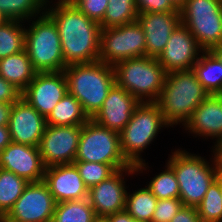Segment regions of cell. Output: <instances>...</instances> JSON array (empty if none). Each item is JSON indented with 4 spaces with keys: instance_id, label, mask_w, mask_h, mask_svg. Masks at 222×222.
<instances>
[{
    "instance_id": "12",
    "label": "cell",
    "mask_w": 222,
    "mask_h": 222,
    "mask_svg": "<svg viewBox=\"0 0 222 222\" xmlns=\"http://www.w3.org/2000/svg\"><path fill=\"white\" fill-rule=\"evenodd\" d=\"M81 126H46L39 152L46 167L72 164L75 161Z\"/></svg>"
},
{
    "instance_id": "24",
    "label": "cell",
    "mask_w": 222,
    "mask_h": 222,
    "mask_svg": "<svg viewBox=\"0 0 222 222\" xmlns=\"http://www.w3.org/2000/svg\"><path fill=\"white\" fill-rule=\"evenodd\" d=\"M90 118L75 96L67 93L46 117L51 126H83Z\"/></svg>"
},
{
    "instance_id": "5",
    "label": "cell",
    "mask_w": 222,
    "mask_h": 222,
    "mask_svg": "<svg viewBox=\"0 0 222 222\" xmlns=\"http://www.w3.org/2000/svg\"><path fill=\"white\" fill-rule=\"evenodd\" d=\"M209 95L191 70L167 73L157 100L165 121L173 128L188 121L197 106Z\"/></svg>"
},
{
    "instance_id": "27",
    "label": "cell",
    "mask_w": 222,
    "mask_h": 222,
    "mask_svg": "<svg viewBox=\"0 0 222 222\" xmlns=\"http://www.w3.org/2000/svg\"><path fill=\"white\" fill-rule=\"evenodd\" d=\"M158 199L149 188L127 192L125 210L138 222H151Z\"/></svg>"
},
{
    "instance_id": "11",
    "label": "cell",
    "mask_w": 222,
    "mask_h": 222,
    "mask_svg": "<svg viewBox=\"0 0 222 222\" xmlns=\"http://www.w3.org/2000/svg\"><path fill=\"white\" fill-rule=\"evenodd\" d=\"M56 202L45 182H29L5 217L14 222H52Z\"/></svg>"
},
{
    "instance_id": "23",
    "label": "cell",
    "mask_w": 222,
    "mask_h": 222,
    "mask_svg": "<svg viewBox=\"0 0 222 222\" xmlns=\"http://www.w3.org/2000/svg\"><path fill=\"white\" fill-rule=\"evenodd\" d=\"M34 69L26 50L0 59V77L23 91L33 80Z\"/></svg>"
},
{
    "instance_id": "19",
    "label": "cell",
    "mask_w": 222,
    "mask_h": 222,
    "mask_svg": "<svg viewBox=\"0 0 222 222\" xmlns=\"http://www.w3.org/2000/svg\"><path fill=\"white\" fill-rule=\"evenodd\" d=\"M146 40V56L157 58L177 26L180 11L140 13L137 18Z\"/></svg>"
},
{
    "instance_id": "38",
    "label": "cell",
    "mask_w": 222,
    "mask_h": 222,
    "mask_svg": "<svg viewBox=\"0 0 222 222\" xmlns=\"http://www.w3.org/2000/svg\"><path fill=\"white\" fill-rule=\"evenodd\" d=\"M170 222H202L196 207L182 206Z\"/></svg>"
},
{
    "instance_id": "3",
    "label": "cell",
    "mask_w": 222,
    "mask_h": 222,
    "mask_svg": "<svg viewBox=\"0 0 222 222\" xmlns=\"http://www.w3.org/2000/svg\"><path fill=\"white\" fill-rule=\"evenodd\" d=\"M166 127L171 126L165 121L159 105L156 102H141L120 132L122 153L135 166L137 175L149 168L141 153L155 141L160 129Z\"/></svg>"
},
{
    "instance_id": "26",
    "label": "cell",
    "mask_w": 222,
    "mask_h": 222,
    "mask_svg": "<svg viewBox=\"0 0 222 222\" xmlns=\"http://www.w3.org/2000/svg\"><path fill=\"white\" fill-rule=\"evenodd\" d=\"M47 0H0V12L7 20L27 22L46 12Z\"/></svg>"
},
{
    "instance_id": "25",
    "label": "cell",
    "mask_w": 222,
    "mask_h": 222,
    "mask_svg": "<svg viewBox=\"0 0 222 222\" xmlns=\"http://www.w3.org/2000/svg\"><path fill=\"white\" fill-rule=\"evenodd\" d=\"M89 199L56 203L52 222H97Z\"/></svg>"
},
{
    "instance_id": "42",
    "label": "cell",
    "mask_w": 222,
    "mask_h": 222,
    "mask_svg": "<svg viewBox=\"0 0 222 222\" xmlns=\"http://www.w3.org/2000/svg\"><path fill=\"white\" fill-rule=\"evenodd\" d=\"M170 1L178 10H180L186 3V0H170Z\"/></svg>"
},
{
    "instance_id": "41",
    "label": "cell",
    "mask_w": 222,
    "mask_h": 222,
    "mask_svg": "<svg viewBox=\"0 0 222 222\" xmlns=\"http://www.w3.org/2000/svg\"><path fill=\"white\" fill-rule=\"evenodd\" d=\"M11 142L8 126H0V152Z\"/></svg>"
},
{
    "instance_id": "4",
    "label": "cell",
    "mask_w": 222,
    "mask_h": 222,
    "mask_svg": "<svg viewBox=\"0 0 222 222\" xmlns=\"http://www.w3.org/2000/svg\"><path fill=\"white\" fill-rule=\"evenodd\" d=\"M63 72L67 79L68 93L77 98L92 119L115 84L113 66L97 60L66 66Z\"/></svg>"
},
{
    "instance_id": "33",
    "label": "cell",
    "mask_w": 222,
    "mask_h": 222,
    "mask_svg": "<svg viewBox=\"0 0 222 222\" xmlns=\"http://www.w3.org/2000/svg\"><path fill=\"white\" fill-rule=\"evenodd\" d=\"M73 164L76 166L79 175L88 189L108 179L116 172L109 164L85 161H74Z\"/></svg>"
},
{
    "instance_id": "31",
    "label": "cell",
    "mask_w": 222,
    "mask_h": 222,
    "mask_svg": "<svg viewBox=\"0 0 222 222\" xmlns=\"http://www.w3.org/2000/svg\"><path fill=\"white\" fill-rule=\"evenodd\" d=\"M101 28H112L137 21L138 11L134 0H108Z\"/></svg>"
},
{
    "instance_id": "35",
    "label": "cell",
    "mask_w": 222,
    "mask_h": 222,
    "mask_svg": "<svg viewBox=\"0 0 222 222\" xmlns=\"http://www.w3.org/2000/svg\"><path fill=\"white\" fill-rule=\"evenodd\" d=\"M89 19L98 23L103 20L108 0H70Z\"/></svg>"
},
{
    "instance_id": "36",
    "label": "cell",
    "mask_w": 222,
    "mask_h": 222,
    "mask_svg": "<svg viewBox=\"0 0 222 222\" xmlns=\"http://www.w3.org/2000/svg\"><path fill=\"white\" fill-rule=\"evenodd\" d=\"M138 14L149 12L180 11L170 0H134Z\"/></svg>"
},
{
    "instance_id": "1",
    "label": "cell",
    "mask_w": 222,
    "mask_h": 222,
    "mask_svg": "<svg viewBox=\"0 0 222 222\" xmlns=\"http://www.w3.org/2000/svg\"><path fill=\"white\" fill-rule=\"evenodd\" d=\"M51 3L47 2L46 13L58 28L66 66L99 60L100 24L89 19L70 0Z\"/></svg>"
},
{
    "instance_id": "15",
    "label": "cell",
    "mask_w": 222,
    "mask_h": 222,
    "mask_svg": "<svg viewBox=\"0 0 222 222\" xmlns=\"http://www.w3.org/2000/svg\"><path fill=\"white\" fill-rule=\"evenodd\" d=\"M203 51L187 27L180 23L157 60L167 73L191 70Z\"/></svg>"
},
{
    "instance_id": "9",
    "label": "cell",
    "mask_w": 222,
    "mask_h": 222,
    "mask_svg": "<svg viewBox=\"0 0 222 222\" xmlns=\"http://www.w3.org/2000/svg\"><path fill=\"white\" fill-rule=\"evenodd\" d=\"M181 23L204 51L222 49V0H186Z\"/></svg>"
},
{
    "instance_id": "40",
    "label": "cell",
    "mask_w": 222,
    "mask_h": 222,
    "mask_svg": "<svg viewBox=\"0 0 222 222\" xmlns=\"http://www.w3.org/2000/svg\"><path fill=\"white\" fill-rule=\"evenodd\" d=\"M13 103L0 102V126H8Z\"/></svg>"
},
{
    "instance_id": "28",
    "label": "cell",
    "mask_w": 222,
    "mask_h": 222,
    "mask_svg": "<svg viewBox=\"0 0 222 222\" xmlns=\"http://www.w3.org/2000/svg\"><path fill=\"white\" fill-rule=\"evenodd\" d=\"M29 182L15 173L0 168V216H5Z\"/></svg>"
},
{
    "instance_id": "7",
    "label": "cell",
    "mask_w": 222,
    "mask_h": 222,
    "mask_svg": "<svg viewBox=\"0 0 222 222\" xmlns=\"http://www.w3.org/2000/svg\"><path fill=\"white\" fill-rule=\"evenodd\" d=\"M27 22L31 24L25 27L24 49L34 69L37 72L63 71L66 64L58 28L53 19L45 12Z\"/></svg>"
},
{
    "instance_id": "13",
    "label": "cell",
    "mask_w": 222,
    "mask_h": 222,
    "mask_svg": "<svg viewBox=\"0 0 222 222\" xmlns=\"http://www.w3.org/2000/svg\"><path fill=\"white\" fill-rule=\"evenodd\" d=\"M125 175H128L127 177L137 175L135 167L117 170L108 179L88 190L89 202L98 219L125 210L128 192Z\"/></svg>"
},
{
    "instance_id": "37",
    "label": "cell",
    "mask_w": 222,
    "mask_h": 222,
    "mask_svg": "<svg viewBox=\"0 0 222 222\" xmlns=\"http://www.w3.org/2000/svg\"><path fill=\"white\" fill-rule=\"evenodd\" d=\"M22 97V91L14 84L0 77V102L15 103Z\"/></svg>"
},
{
    "instance_id": "46",
    "label": "cell",
    "mask_w": 222,
    "mask_h": 222,
    "mask_svg": "<svg viewBox=\"0 0 222 222\" xmlns=\"http://www.w3.org/2000/svg\"><path fill=\"white\" fill-rule=\"evenodd\" d=\"M217 95L221 98V101H222V93H219Z\"/></svg>"
},
{
    "instance_id": "34",
    "label": "cell",
    "mask_w": 222,
    "mask_h": 222,
    "mask_svg": "<svg viewBox=\"0 0 222 222\" xmlns=\"http://www.w3.org/2000/svg\"><path fill=\"white\" fill-rule=\"evenodd\" d=\"M182 206L180 198L158 200L151 222H170Z\"/></svg>"
},
{
    "instance_id": "17",
    "label": "cell",
    "mask_w": 222,
    "mask_h": 222,
    "mask_svg": "<svg viewBox=\"0 0 222 222\" xmlns=\"http://www.w3.org/2000/svg\"><path fill=\"white\" fill-rule=\"evenodd\" d=\"M46 126V117L22 97L13 103L8 124L12 142L38 147Z\"/></svg>"
},
{
    "instance_id": "10",
    "label": "cell",
    "mask_w": 222,
    "mask_h": 222,
    "mask_svg": "<svg viewBox=\"0 0 222 222\" xmlns=\"http://www.w3.org/2000/svg\"><path fill=\"white\" fill-rule=\"evenodd\" d=\"M142 56H146V40L138 21L101 28L99 61L114 66L118 62Z\"/></svg>"
},
{
    "instance_id": "21",
    "label": "cell",
    "mask_w": 222,
    "mask_h": 222,
    "mask_svg": "<svg viewBox=\"0 0 222 222\" xmlns=\"http://www.w3.org/2000/svg\"><path fill=\"white\" fill-rule=\"evenodd\" d=\"M43 181L56 203L88 198V188L72 164L46 167Z\"/></svg>"
},
{
    "instance_id": "45",
    "label": "cell",
    "mask_w": 222,
    "mask_h": 222,
    "mask_svg": "<svg viewBox=\"0 0 222 222\" xmlns=\"http://www.w3.org/2000/svg\"><path fill=\"white\" fill-rule=\"evenodd\" d=\"M97 222H107L105 219H98Z\"/></svg>"
},
{
    "instance_id": "16",
    "label": "cell",
    "mask_w": 222,
    "mask_h": 222,
    "mask_svg": "<svg viewBox=\"0 0 222 222\" xmlns=\"http://www.w3.org/2000/svg\"><path fill=\"white\" fill-rule=\"evenodd\" d=\"M184 130L193 137L214 140L213 149H222V101L217 94H209L193 111L184 124ZM209 137V138H208Z\"/></svg>"
},
{
    "instance_id": "22",
    "label": "cell",
    "mask_w": 222,
    "mask_h": 222,
    "mask_svg": "<svg viewBox=\"0 0 222 222\" xmlns=\"http://www.w3.org/2000/svg\"><path fill=\"white\" fill-rule=\"evenodd\" d=\"M192 70L209 94L222 93V52L203 51Z\"/></svg>"
},
{
    "instance_id": "6",
    "label": "cell",
    "mask_w": 222,
    "mask_h": 222,
    "mask_svg": "<svg viewBox=\"0 0 222 222\" xmlns=\"http://www.w3.org/2000/svg\"><path fill=\"white\" fill-rule=\"evenodd\" d=\"M115 84L141 102H157L167 72L157 58L142 56L118 62L113 66Z\"/></svg>"
},
{
    "instance_id": "18",
    "label": "cell",
    "mask_w": 222,
    "mask_h": 222,
    "mask_svg": "<svg viewBox=\"0 0 222 222\" xmlns=\"http://www.w3.org/2000/svg\"><path fill=\"white\" fill-rule=\"evenodd\" d=\"M0 168L28 182H39L44 178L46 166L38 147L11 142L0 152Z\"/></svg>"
},
{
    "instance_id": "8",
    "label": "cell",
    "mask_w": 222,
    "mask_h": 222,
    "mask_svg": "<svg viewBox=\"0 0 222 222\" xmlns=\"http://www.w3.org/2000/svg\"><path fill=\"white\" fill-rule=\"evenodd\" d=\"M75 161L97 162L111 165L116 171L132 166L121 150L120 133L89 119L81 126Z\"/></svg>"
},
{
    "instance_id": "32",
    "label": "cell",
    "mask_w": 222,
    "mask_h": 222,
    "mask_svg": "<svg viewBox=\"0 0 222 222\" xmlns=\"http://www.w3.org/2000/svg\"><path fill=\"white\" fill-rule=\"evenodd\" d=\"M164 169L152 177L149 184L145 186L149 188L158 200L179 198L180 189L175 172L167 163Z\"/></svg>"
},
{
    "instance_id": "14",
    "label": "cell",
    "mask_w": 222,
    "mask_h": 222,
    "mask_svg": "<svg viewBox=\"0 0 222 222\" xmlns=\"http://www.w3.org/2000/svg\"><path fill=\"white\" fill-rule=\"evenodd\" d=\"M67 93V79L63 71L37 72L22 91V98L41 115L47 117Z\"/></svg>"
},
{
    "instance_id": "43",
    "label": "cell",
    "mask_w": 222,
    "mask_h": 222,
    "mask_svg": "<svg viewBox=\"0 0 222 222\" xmlns=\"http://www.w3.org/2000/svg\"><path fill=\"white\" fill-rule=\"evenodd\" d=\"M0 222H14V221L7 219L5 216H0Z\"/></svg>"
},
{
    "instance_id": "44",
    "label": "cell",
    "mask_w": 222,
    "mask_h": 222,
    "mask_svg": "<svg viewBox=\"0 0 222 222\" xmlns=\"http://www.w3.org/2000/svg\"><path fill=\"white\" fill-rule=\"evenodd\" d=\"M7 21V19L1 14L0 12V26L5 22Z\"/></svg>"
},
{
    "instance_id": "2",
    "label": "cell",
    "mask_w": 222,
    "mask_h": 222,
    "mask_svg": "<svg viewBox=\"0 0 222 222\" xmlns=\"http://www.w3.org/2000/svg\"><path fill=\"white\" fill-rule=\"evenodd\" d=\"M181 149L172 152L166 163L175 172L183 205L197 207L211 183L221 174L222 157L219 150L212 148V158L208 162L200 154Z\"/></svg>"
},
{
    "instance_id": "20",
    "label": "cell",
    "mask_w": 222,
    "mask_h": 222,
    "mask_svg": "<svg viewBox=\"0 0 222 222\" xmlns=\"http://www.w3.org/2000/svg\"><path fill=\"white\" fill-rule=\"evenodd\" d=\"M140 102L116 84L109 90L101 109L92 118L96 123L120 133Z\"/></svg>"
},
{
    "instance_id": "39",
    "label": "cell",
    "mask_w": 222,
    "mask_h": 222,
    "mask_svg": "<svg viewBox=\"0 0 222 222\" xmlns=\"http://www.w3.org/2000/svg\"><path fill=\"white\" fill-rule=\"evenodd\" d=\"M104 219L107 222H138L126 210L108 215Z\"/></svg>"
},
{
    "instance_id": "30",
    "label": "cell",
    "mask_w": 222,
    "mask_h": 222,
    "mask_svg": "<svg viewBox=\"0 0 222 222\" xmlns=\"http://www.w3.org/2000/svg\"><path fill=\"white\" fill-rule=\"evenodd\" d=\"M25 22L7 20L0 26V59L24 50Z\"/></svg>"
},
{
    "instance_id": "29",
    "label": "cell",
    "mask_w": 222,
    "mask_h": 222,
    "mask_svg": "<svg viewBox=\"0 0 222 222\" xmlns=\"http://www.w3.org/2000/svg\"><path fill=\"white\" fill-rule=\"evenodd\" d=\"M202 222H222V172L196 207Z\"/></svg>"
}]
</instances>
